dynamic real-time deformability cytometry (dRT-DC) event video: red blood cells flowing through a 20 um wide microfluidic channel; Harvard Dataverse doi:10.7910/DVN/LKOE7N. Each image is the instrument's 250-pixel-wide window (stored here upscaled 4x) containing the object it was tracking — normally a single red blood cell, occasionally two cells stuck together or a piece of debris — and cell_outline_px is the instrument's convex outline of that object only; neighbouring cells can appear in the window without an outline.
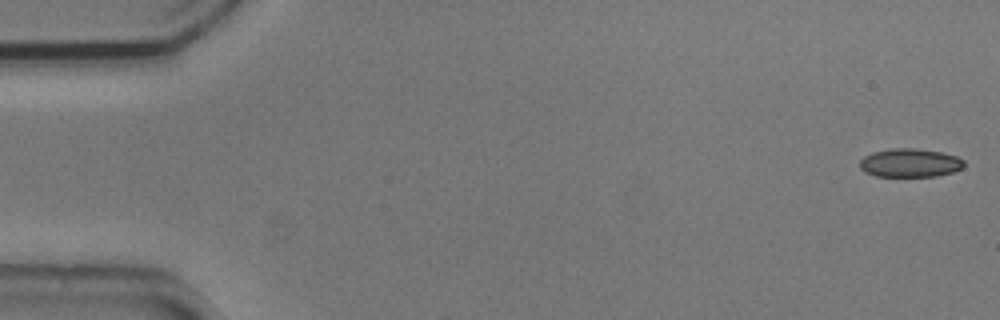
{"species": "common noctule bat (a hibernating species)", "species_latin": "Nyctalus noctula", "temperature_condition": "cold", "stored_images_in_passage": 5, "camera_frame_rate_fps": 3000, "um_per_image_px": 0.085, "animal": {"sex": "male", "body_mass_g": 20.5, "forearm_length_mm": 52.5}, "frame": {"image": 1, "passage_image": 1, "time_ms": 0.0, "image_size_px": [1000, 320], "cell_outline_px": [[964, 164], [960, 168], [952, 172], [936, 176], [876, 176], [864, 172], [860, 168], [860, 160], [864, 156], [872, 152], [892, 148], [912, 148], [944, 152], [956, 156], [964, 160]], "centroid_in_image_um": [77.32, 13.84], "position_along_channel_um": 7.7, "area_um2": 17.34}}